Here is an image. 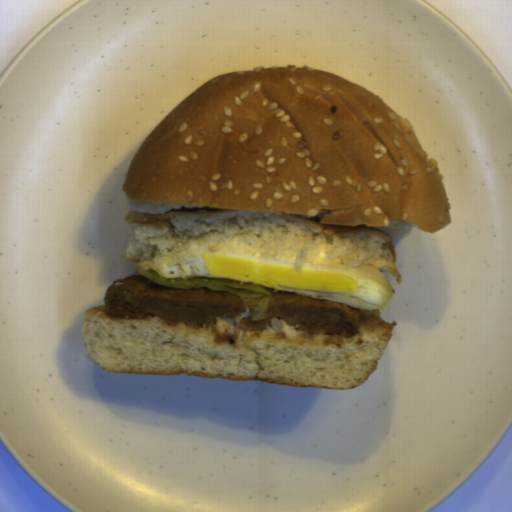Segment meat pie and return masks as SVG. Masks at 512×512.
<instances>
[{"label":"meat pie","instance_id":"1","mask_svg":"<svg viewBox=\"0 0 512 512\" xmlns=\"http://www.w3.org/2000/svg\"><path fill=\"white\" fill-rule=\"evenodd\" d=\"M261 287V286H259ZM271 294L266 317L251 321L256 306L235 293L207 288H167L142 274L120 278L103 297L107 317L143 318L155 315L166 324L200 326L215 318L233 319L247 328H261L278 319L310 333L353 339L361 314L348 305L261 287Z\"/></svg>","mask_w":512,"mask_h":512}]
</instances>
